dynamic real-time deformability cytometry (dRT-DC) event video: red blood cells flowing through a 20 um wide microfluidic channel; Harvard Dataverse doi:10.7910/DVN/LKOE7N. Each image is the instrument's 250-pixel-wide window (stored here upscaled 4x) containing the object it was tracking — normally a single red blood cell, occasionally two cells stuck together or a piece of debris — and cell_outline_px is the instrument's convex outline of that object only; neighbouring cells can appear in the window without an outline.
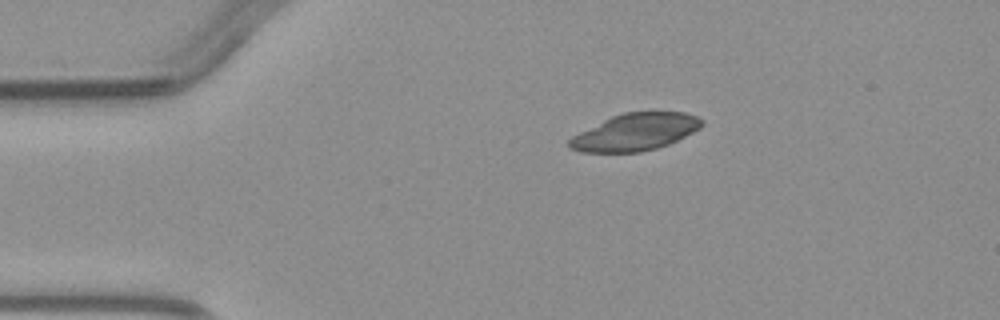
{"species": "common noctule bat (a hibernating species)", "species_latin": "Nyctalus noctula", "temperature_condition": "warm", "stored_images_in_passage": 2, "camera_frame_rate_fps": 3000, "um_per_image_px": 0.085, "animal": {"sex": "male", "body_mass_g": 23.1, "forearm_length_mm": 52.7}, "frame": {"image": 1, "passage_image": 1, "time_ms": 0.0, "image_size_px": [1000, 320], "cell_outline_px": [[704, 124], [700, 128], [668, 144], [656, 148], [640, 152], [580, 152], [568, 148], [568, 140], [572, 136], [612, 116], [624, 112], [684, 112], [696, 116], [704, 120]], "centroid_in_image_um": [53.99, 11.23], "position_along_channel_um": 31.0, "area_um2": 28.44}}